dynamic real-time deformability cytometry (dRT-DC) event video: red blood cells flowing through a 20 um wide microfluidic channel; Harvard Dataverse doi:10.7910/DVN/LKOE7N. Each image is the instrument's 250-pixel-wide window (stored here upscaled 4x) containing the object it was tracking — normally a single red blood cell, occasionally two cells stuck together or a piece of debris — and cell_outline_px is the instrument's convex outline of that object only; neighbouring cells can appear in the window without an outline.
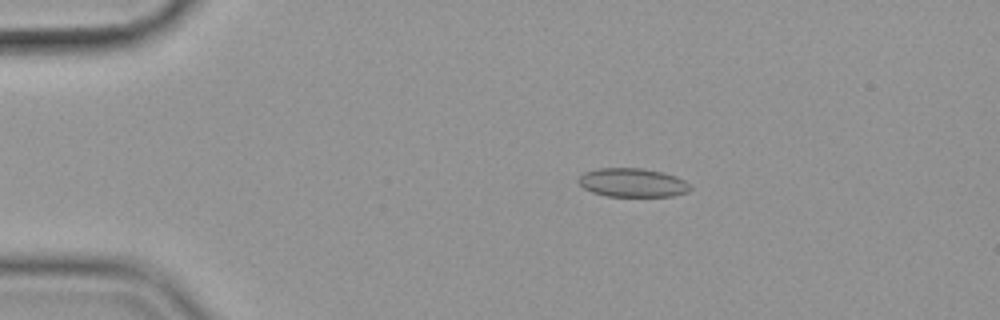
{"species": "common noctule bat (a hibernating species)", "species_latin": "Nyctalus noctula", "temperature_condition": "cold", "stored_images_in_passage": 53, "camera_frame_rate_fps": 3000, "um_per_image_px": 0.085, "animal": {"sex": "female", "body_mass_g": 19.9}, "frame": {"image": 1, "passage_image": 8, "time_ms": 2.333, "image_size_px": [1000, 320], "cell_outline_px": [[692, 188], [688, 192], [672, 196], [604, 196], [592, 192], [584, 188], [580, 184], [580, 176], [584, 172], [596, 168], [644, 168], [676, 176], [684, 180]], "centroid_in_image_um": [53.77, 15.52], "position_along_channel_um": 31.2, "area_um2": 18.67}}
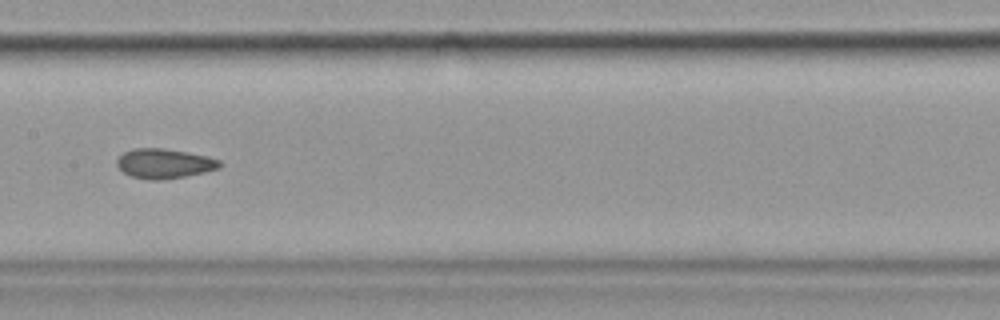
{"frame": {"image": 2, "passage_image": 26, "time_ms": 8.333, "image_size_px": [1000, 320], "cell_outline_px": [[224, 164], [220, 168], [204, 172], [184, 176], [160, 180], [148, 180], [132, 176], [124, 172], [116, 164], [116, 160], [124, 152], [132, 148], [164, 148], [188, 152], [208, 156], [220, 160]], "centroid_in_image_um": [13.99, 13.89], "position_along_channel_um": 193.4, "area_um2": 17.86}}
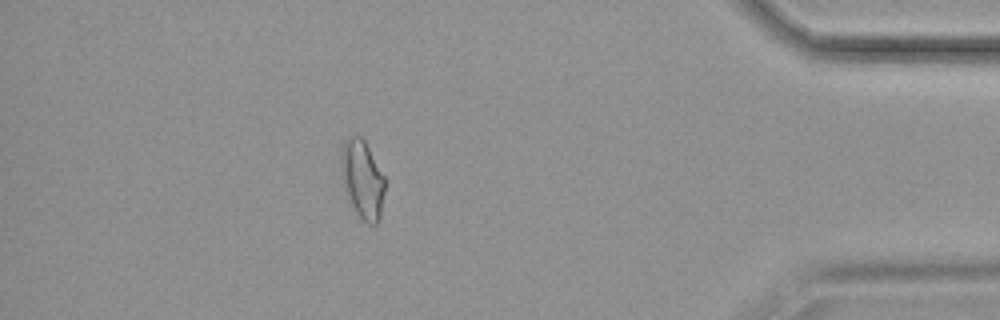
{"frame": {"image": 3, "passage_image": 47, "time_ms": 15.333, "image_size_px": [1000, 320], "cell_outline_px": [[384, 192], [380, 220], [376, 224], [368, 224], [356, 212], [352, 204], [344, 184], [340, 168], [340, 152], [344, 144], [352, 136], [360, 136], [364, 140], [384, 176]], "centroid_in_image_um": [30.81, 15.25], "position_along_channel_um": 404.4, "area_um2": 19.48}, "authors_computed_cell_mechanics": {"area_um2": 18.5538, "velocity_mm_per_s": 3.5994, "shape_relaxation_time_tau1_ms": null, "shape_relaxation_time_tau2_ms": 1.8284, "deformation_change_tau1": null, "deformation_change_tau2": 0.0626}}